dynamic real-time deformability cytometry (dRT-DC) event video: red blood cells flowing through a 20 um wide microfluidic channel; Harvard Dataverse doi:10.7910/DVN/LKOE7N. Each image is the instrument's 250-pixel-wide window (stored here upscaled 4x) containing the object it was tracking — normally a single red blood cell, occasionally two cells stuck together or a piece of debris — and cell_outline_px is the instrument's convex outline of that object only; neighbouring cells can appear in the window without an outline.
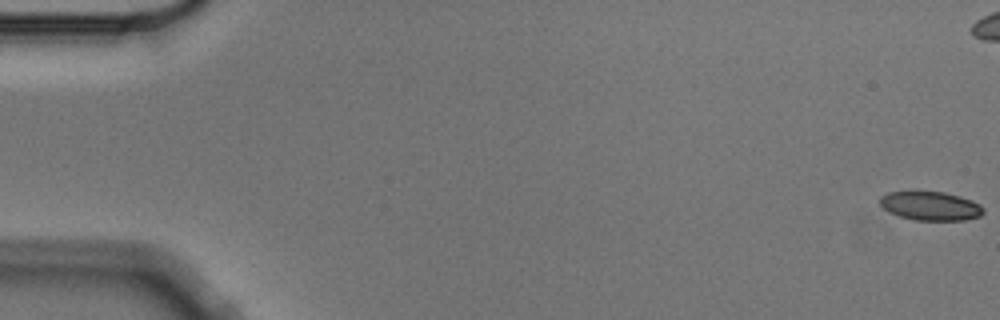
{"species": "Egyptian fruit bat (a non-hibernating species)", "species_latin": "Rousettus aegyptiacus", "temperature_condition": "cold", "stored_images_in_passage": 12, "camera_frame_rate_fps": 3000, "um_per_image_px": 0.085, "animal": {"sex": "male"}, "frame": {"image": 1, "passage_image": 1, "time_ms": 0.0, "image_size_px": [1000, 320], "cell_outline_px": [[984, 212], [980, 216], [964, 220], [916, 220], [900, 216], [888, 212], [880, 204], [880, 196], [888, 192], [944, 192], [960, 196], [972, 200], [980, 204], [984, 208]], "centroid_in_image_um": [79.11, 17.51], "position_along_channel_um": 5.9, "area_um2": 17.34}}
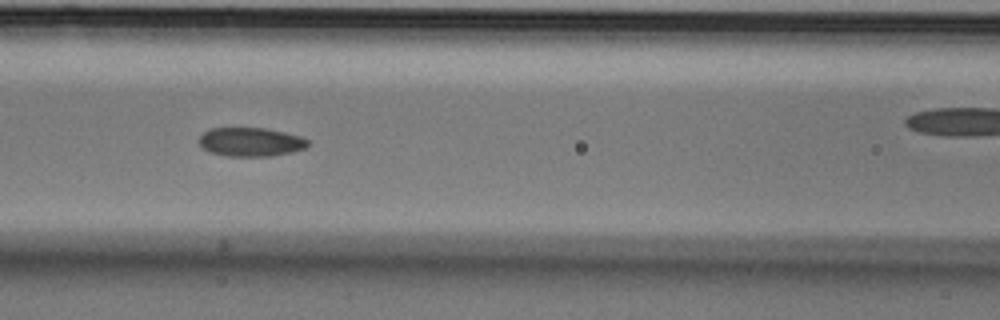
{"frame": {"image": 2, "passage_image": 7, "time_ms": 2.0, "image_size_px": [1000, 320], "cell_outline_px": [[308, 144], [304, 148], [292, 152], [272, 156], [228, 156], [212, 152], [204, 148], [200, 144], [200, 136], [204, 132], [212, 128], [264, 128], [284, 132], [300, 136], [308, 140]], "centroid_in_image_um": [21.33, 12.06], "position_along_channel_um": 145.3, "area_um2": 18.03}}
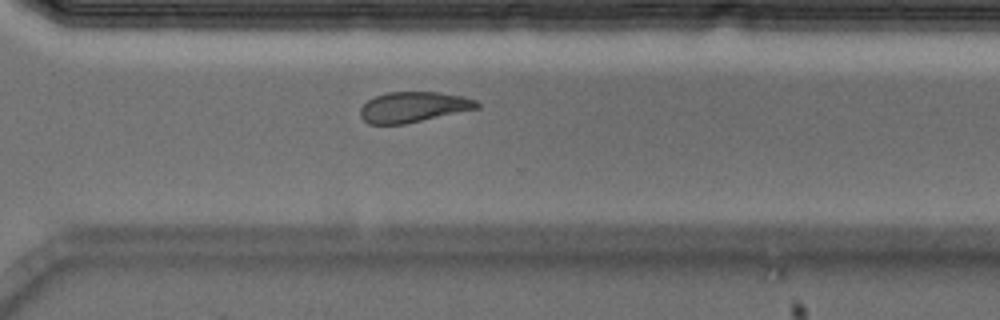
{"frame": {"image": 3, "passage_image": 12, "time_ms": 3.667, "image_size_px": [1000, 320], "cell_outline_px": [[480, 108], [404, 124], [368, 124], [360, 116], [360, 108], [368, 100], [376, 96], [388, 92], [440, 92], [464, 96], [476, 100], [480, 104]], "centroid_in_image_um": [35.16, 9.09], "position_along_channel_um": 335.4, "area_um2": 20.75}}